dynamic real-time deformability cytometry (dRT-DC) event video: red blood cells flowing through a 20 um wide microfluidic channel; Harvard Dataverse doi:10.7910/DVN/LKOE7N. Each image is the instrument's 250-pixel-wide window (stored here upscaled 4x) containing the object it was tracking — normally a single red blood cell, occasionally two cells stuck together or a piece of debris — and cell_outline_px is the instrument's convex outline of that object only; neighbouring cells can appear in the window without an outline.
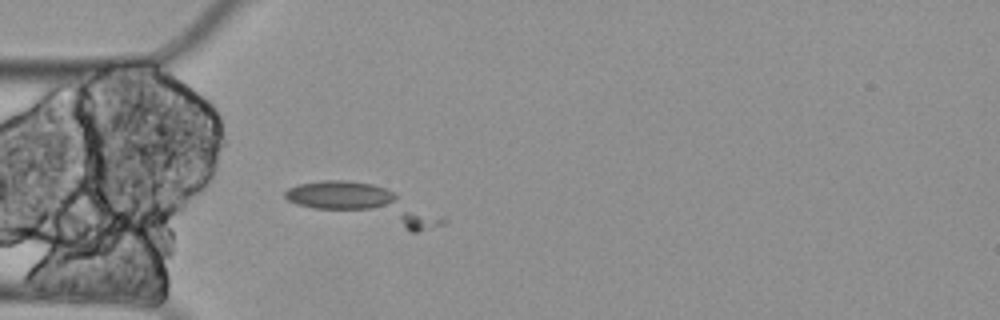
{"species": "Egyptian fruit bat (a non-hibernating species)", "species_latin": "Rousettus aegyptiacus", "temperature_condition": "cold", "stored_images_in_passage": 6, "camera_frame_rate_fps": 3000, "um_per_image_px": 0.085, "animal": {"sex": "female"}, "frame": {"image": 1, "passage_image": 6, "time_ms": 1.667, "image_size_px": [1000, 320], "cell_outline_px": [[448, 220], [444, 224], [416, 232], [412, 232], [296, 204], [288, 200], [284, 196], [284, 192], [288, 188], [300, 184], [324, 180], [344, 180], [372, 184], [396, 192], [444, 216]], "centroid_in_image_um": [31.06, 17.34], "position_along_channel_um": 53.9, "area_um2": 33.7}}